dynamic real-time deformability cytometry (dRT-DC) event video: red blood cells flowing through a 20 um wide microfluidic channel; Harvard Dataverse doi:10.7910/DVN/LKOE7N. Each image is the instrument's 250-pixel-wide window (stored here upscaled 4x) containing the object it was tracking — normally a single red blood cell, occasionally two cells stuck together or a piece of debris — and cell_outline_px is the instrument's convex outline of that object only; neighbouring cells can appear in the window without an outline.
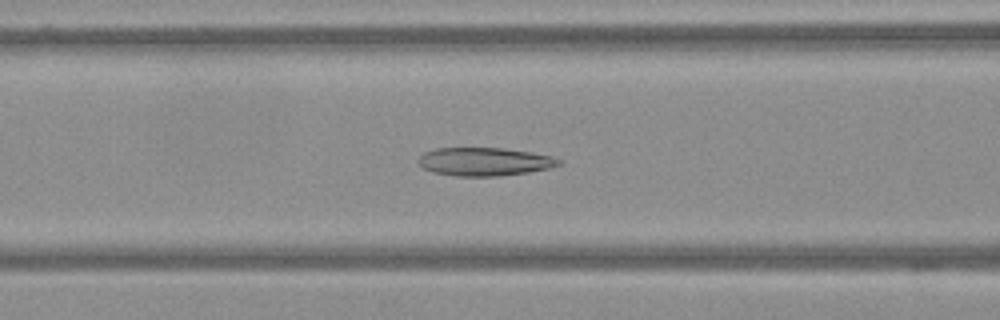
{"species": "Egyptian fruit bat (a non-hibernating species)", "species_latin": "Rousettus aegyptiacus", "temperature_condition": "warm", "stored_images_in_passage": 62, "camera_frame_rate_fps": 3000, "um_per_image_px": 0.085, "frame": {"image": 1, "passage_image": 26, "time_ms": 8.333, "image_size_px": [1000, 320], "cell_outline_px": [[564, 160], [560, 164], [548, 168], [528, 172], [500, 176], [456, 176], [432, 172], [424, 168], [416, 160], [424, 152], [436, 148], [504, 148], [556, 156]], "centroid_in_image_um": [41.21, 13.73], "position_along_channel_um": 125.4, "area_um2": 23.29}}
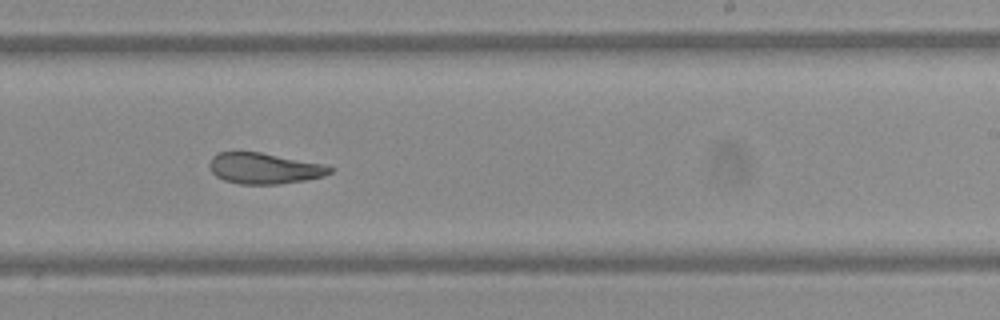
{"frame": {"image": 2, "passage_image": 39, "time_ms": 12.667, "image_size_px": [1000, 320], "cell_outline_px": [[336, 168], [332, 172], [324, 176], [304, 180], [280, 184], [240, 184], [224, 180], [216, 176], [212, 172], [208, 164], [212, 156], [216, 152], [260, 152], [324, 164]], "centroid_in_image_um": [22.47, 14.31], "position_along_channel_um": 266.5, "area_um2": 21.79}}
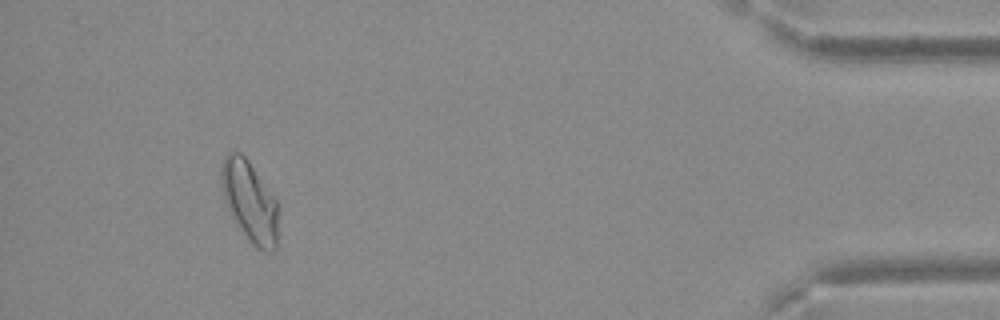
{"frame": {"image": 3, "passage_image": 58, "time_ms": 19.0, "image_size_px": [1000, 320], "cell_outline_px": [[276, 248], [272, 252], [264, 252], [256, 248], [248, 240], [232, 216], [224, 200], [220, 184], [220, 168], [224, 156], [232, 148], [240, 152], [248, 160], [276, 200]], "centroid_in_image_um": [21.17, 17.08], "position_along_channel_um": 414.0, "area_um2": 26.7}}